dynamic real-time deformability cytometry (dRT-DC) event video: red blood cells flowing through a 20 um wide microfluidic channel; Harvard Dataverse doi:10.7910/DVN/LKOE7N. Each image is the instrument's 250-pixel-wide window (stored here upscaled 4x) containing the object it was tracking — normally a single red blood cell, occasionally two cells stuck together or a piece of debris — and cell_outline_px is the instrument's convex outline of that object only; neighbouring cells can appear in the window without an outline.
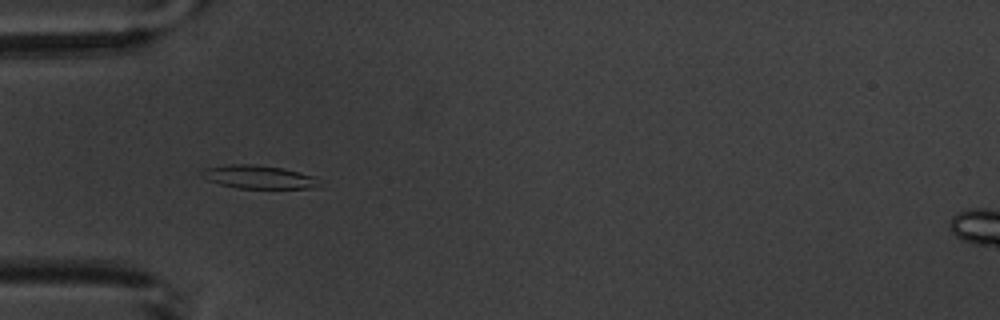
{"species": "common noctule bat (a hibernating species)", "species_latin": "Nyctalus noctula", "temperature_condition": "warm", "stored_images_in_passage": 4, "camera_frame_rate_fps": 3000, "um_per_image_px": 0.085, "animal": {"sex": "male", "body_mass_g": 20.1, "forearm_length_mm": 53.5}, "frame": {"image": 1, "passage_image": 4, "time_ms": 4.333, "image_size_px": [1000, 320], "cell_outline_px": [[320, 184], [316, 188], [236, 188], [220, 184], [208, 180], [200, 176], [200, 172], [204, 168], [232, 164], [252, 164], [284, 168], [316, 176]], "centroid_in_image_um": [21.99, 15.04], "position_along_channel_um": 63.0, "area_um2": 16.07}}